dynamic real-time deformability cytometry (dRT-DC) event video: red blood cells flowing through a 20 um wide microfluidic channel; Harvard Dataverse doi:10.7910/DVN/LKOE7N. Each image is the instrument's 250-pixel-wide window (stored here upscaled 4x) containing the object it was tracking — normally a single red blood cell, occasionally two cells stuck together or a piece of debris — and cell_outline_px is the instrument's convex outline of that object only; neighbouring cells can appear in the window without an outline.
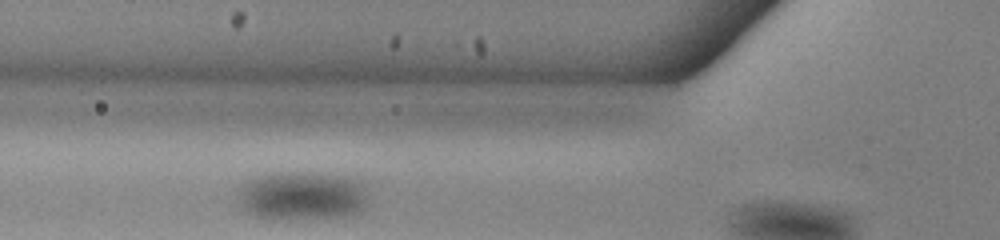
{"species": "common noctule bat (a hibernating species)", "species_latin": "Nyctalus noctula", "temperature_condition": "warm", "stored_images_in_passage": 19, "camera_frame_rate_fps": 3000, "um_per_image_px": 0.085, "animal": {"sex": "male", "body_mass_g": 13.0, "forearm_length_mm": 53.1}, "frame": {"image": 1, "passage_image": 6, "time_ms": 1.667, "image_size_px": [1000, 240], "cell_outline_px": [[368, 204], [364, 208], [352, 216], [288, 220], [268, 220], [256, 216], [248, 212], [244, 208], [236, 196], [248, 180], [272, 172], [308, 172], [348, 176], [360, 180], [364, 184]], "centroid_in_image_um": [25.73, 16.66], "position_along_channel_um": 100.1, "area_um2": 37.8}}
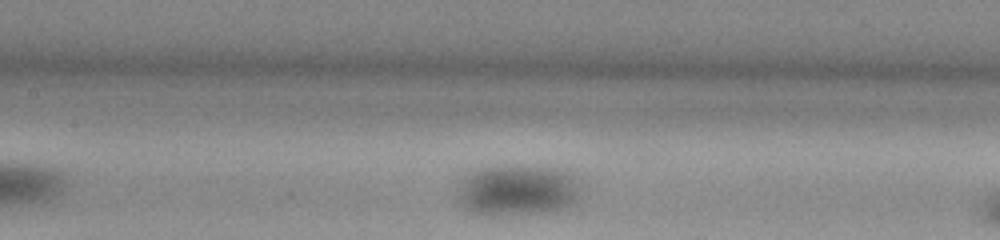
{"frame": {"image": 2, "passage_image": 11, "time_ms": 3.333, "image_size_px": [1000, 240], "cell_outline_px": [[580, 176], [576, 196], [572, 204], [568, 208], [536, 212], [480, 212], [468, 208], [464, 204], [460, 196], [460, 180], [464, 172], [480, 168], [504, 164], [556, 168], [572, 172]], "centroid_in_image_um": [44.05, 16.05], "position_along_channel_um": 163.3, "area_um2": 35.78}}